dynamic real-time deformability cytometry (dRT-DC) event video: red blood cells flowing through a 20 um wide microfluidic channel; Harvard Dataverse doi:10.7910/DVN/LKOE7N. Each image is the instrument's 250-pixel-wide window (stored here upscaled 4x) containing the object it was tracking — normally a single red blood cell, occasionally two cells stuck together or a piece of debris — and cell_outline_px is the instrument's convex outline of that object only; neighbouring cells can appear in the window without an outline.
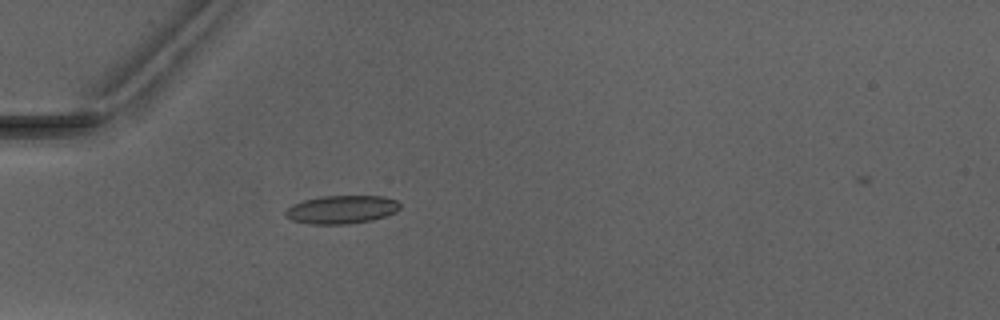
{"species": "Egyptian fruit bat (a non-hibernating species)", "species_latin": "Rousettus aegyptiacus", "temperature_condition": "warm", "stored_images_in_passage": 5, "camera_frame_rate_fps": 3000, "um_per_image_px": 0.085, "animal": {"sex": "male"}, "frame": {"image": 1, "passage_image": 4, "time_ms": 4.333, "image_size_px": [1000, 320], "cell_outline_px": [[400, 208], [396, 212], [372, 220], [348, 224], [308, 224], [292, 220], [284, 216], [284, 212], [292, 204], [304, 200], [320, 196], [384, 196], [396, 200], [400, 204]], "centroid_in_image_um": [29.02, 17.81], "position_along_channel_um": 56.0, "area_um2": 18.96}}